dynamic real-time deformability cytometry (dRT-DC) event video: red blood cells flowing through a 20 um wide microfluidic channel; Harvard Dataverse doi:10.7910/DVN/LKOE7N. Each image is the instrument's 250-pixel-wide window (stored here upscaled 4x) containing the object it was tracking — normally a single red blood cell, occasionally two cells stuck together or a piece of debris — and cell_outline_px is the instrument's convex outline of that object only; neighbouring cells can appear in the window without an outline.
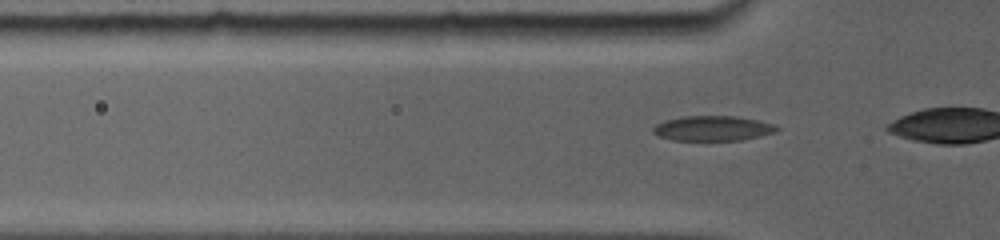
{"species": "common noctule bat (a hibernating species)", "species_latin": "Nyctalus noctula", "temperature_condition": "room temperature", "stored_images_in_passage": 42, "camera_frame_rate_fps": 5000, "um_per_image_px": 0.085, "animal": {"sex": "female", "body_mass_g": 19.0, "forearm_length_mm": 56.7}, "frame": {"image": 1, "passage_image": 3, "time_ms": 0.4, "image_size_px": [1000, 240], "cell_outline_px": [[780, 128], [776, 132], [760, 136], [740, 140], [672, 140], [660, 136], [652, 132], [652, 128], [656, 124], [664, 120], [684, 116], [736, 116], [760, 120], [776, 124]], "centroid_in_image_um": [60.62, 10.9], "position_along_channel_um": 65.2, "area_um2": 18.15}}
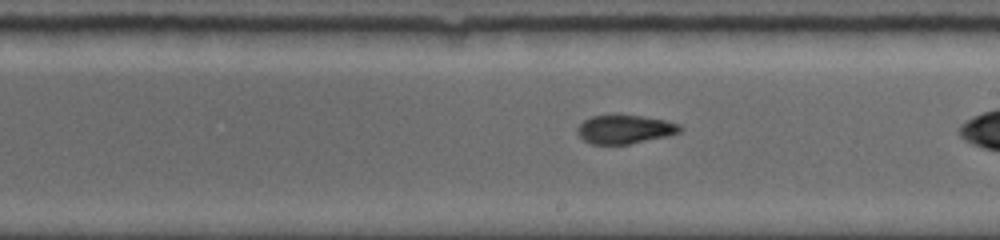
{"frame": {"image": 2, "passage_image": 23, "time_ms": 4.8, "image_size_px": [1000, 240], "cell_outline_px": [[684, 128], [680, 132], [668, 136], [628, 144], [592, 144], [584, 140], [576, 132], [576, 128], [584, 120], [592, 116], [616, 112], [664, 120], [680, 124]], "centroid_in_image_um": [53.09, 10.95], "position_along_channel_um": 235.9, "area_um2": 17.63}}
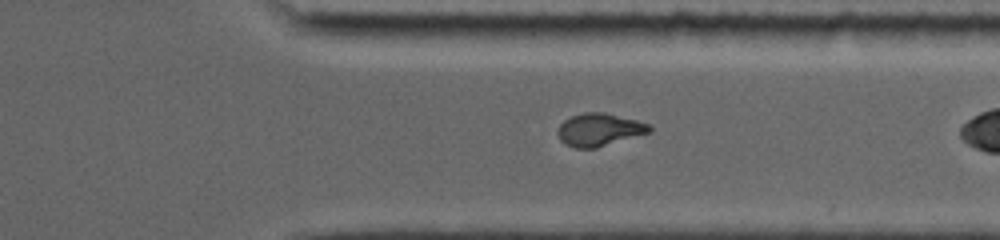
{"frame": {"image": 3, "passage_image": 37, "time_ms": 8.0, "image_size_px": [1000, 240], "cell_outline_px": [[652, 132], [596, 148], [576, 148], [564, 144], [560, 140], [556, 132], [560, 124], [564, 120], [572, 116], [584, 112], [604, 112], [652, 124]], "centroid_in_image_um": [50.95, 11.03], "position_along_channel_um": 360.4, "area_um2": 17.69}}